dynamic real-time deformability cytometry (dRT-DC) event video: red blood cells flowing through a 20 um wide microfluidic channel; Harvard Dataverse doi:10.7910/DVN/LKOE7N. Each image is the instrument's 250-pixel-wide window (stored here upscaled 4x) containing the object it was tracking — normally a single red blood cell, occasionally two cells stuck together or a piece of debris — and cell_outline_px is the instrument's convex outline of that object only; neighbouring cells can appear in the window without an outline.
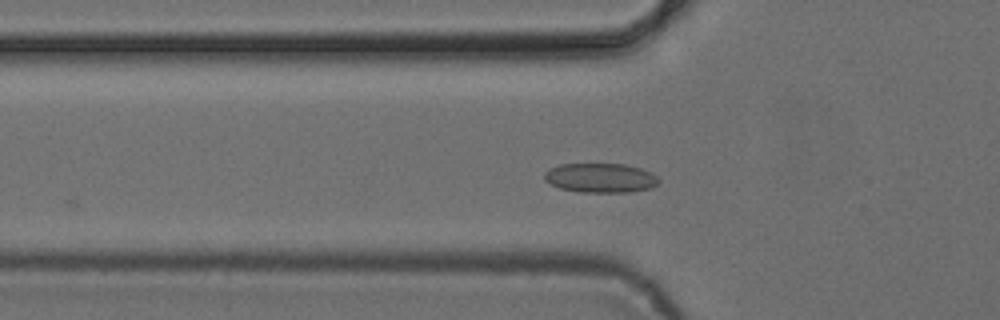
{"species": "common noctule bat (a hibernating species)", "species_latin": "Nyctalus noctula", "temperature_condition": "cold", "stored_images_in_passage": 32, "camera_frame_rate_fps": 3000, "um_per_image_px": 0.085, "animal": {"sex": "female", "body_mass_g": 24.6, "forearm_length_mm": 56.2}, "frame": {"image": 1, "passage_image": 3, "time_ms": 0.667, "image_size_px": [1000, 320], "cell_outline_px": [[660, 180], [652, 188], [628, 192], [580, 192], [560, 188], [544, 180], [544, 172], [548, 168], [560, 164], [624, 164], [640, 168], [656, 176]], "centroid_in_image_um": [51.01, 15.12], "position_along_channel_um": 74.8, "area_um2": 19.54}}
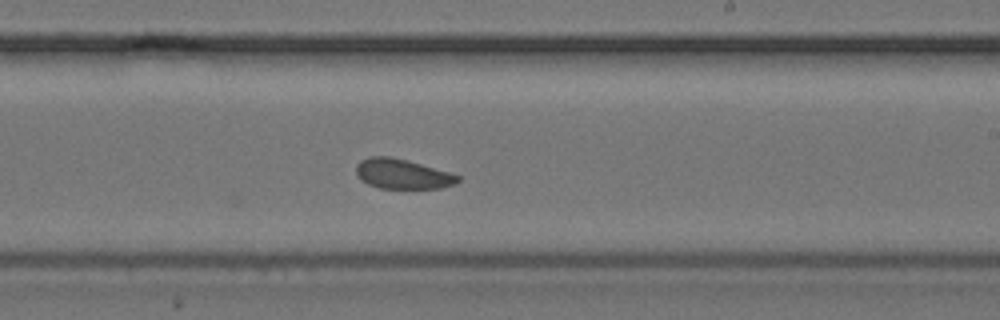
{"frame": {"image": 2, "passage_image": 17, "time_ms": 5.333, "image_size_px": [1000, 320], "cell_outline_px": [[460, 180], [452, 184], [440, 188], [380, 188], [368, 184], [360, 180], [356, 172], [356, 164], [360, 160], [368, 156], [392, 156], [408, 160], [448, 172], [460, 176]], "centroid_in_image_um": [34.15, 14.77], "position_along_channel_um": 254.9, "area_um2": 17.69}}
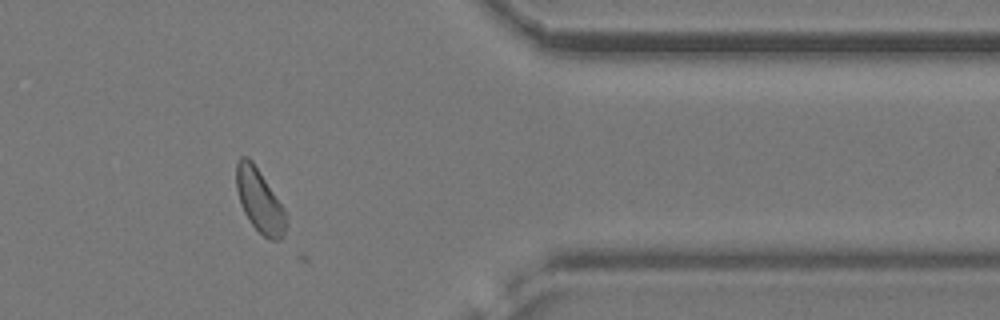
{"frame": {"image": 3, "passage_image": 29, "time_ms": 9.333, "image_size_px": [1000, 320], "cell_outline_px": [[288, 224], [284, 236], [280, 240], [272, 240], [264, 236], [248, 220], [240, 204], [236, 188], [236, 164], [240, 156], [248, 156], [252, 160], [284, 208]], "centroid_in_image_um": [22.07, 17.06], "position_along_channel_um": 389.3, "area_um2": 18.44}, "authors_computed_cell_mechanics": {"area_um2": 17.9758, "velocity_mm_per_s": 3.8481, "shape_relaxation_time_tau1_ms": 10.3657, "shape_relaxation_time_tau2_ms": 3.2586, "deformation_change_tau1": 0.0779, "deformation_change_tau2": 0.0985}}